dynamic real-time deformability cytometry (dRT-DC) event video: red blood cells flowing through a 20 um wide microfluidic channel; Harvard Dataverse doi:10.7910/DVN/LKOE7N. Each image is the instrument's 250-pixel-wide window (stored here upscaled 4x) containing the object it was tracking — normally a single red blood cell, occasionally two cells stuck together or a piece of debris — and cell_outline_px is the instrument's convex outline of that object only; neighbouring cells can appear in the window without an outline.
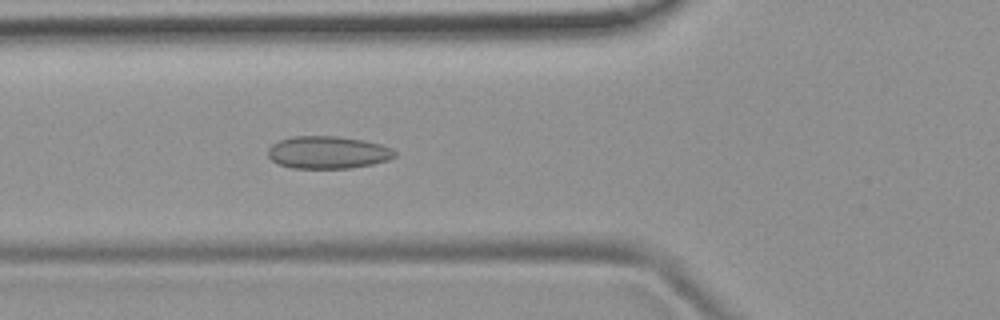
{"species": "common noctule bat (a hibernating species)", "species_latin": "Nyctalus noctula", "temperature_condition": "room temperature", "stored_images_in_passage": 51, "camera_frame_rate_fps": 3000, "um_per_image_px": 0.085, "animal": {"sex": "female", "body_mass_g": 19.9}, "frame": {"image": 1, "passage_image": 18, "time_ms": 5.667, "image_size_px": [1000, 320], "cell_outline_px": [[396, 156], [388, 160], [372, 164], [348, 168], [292, 168], [280, 164], [272, 160], [268, 156], [268, 148], [272, 144], [280, 140], [292, 136], [336, 136], [364, 140], [380, 144], [392, 148], [396, 152]], "centroid_in_image_um": [27.87, 12.95], "position_along_channel_um": 97.9, "area_um2": 23.99}}
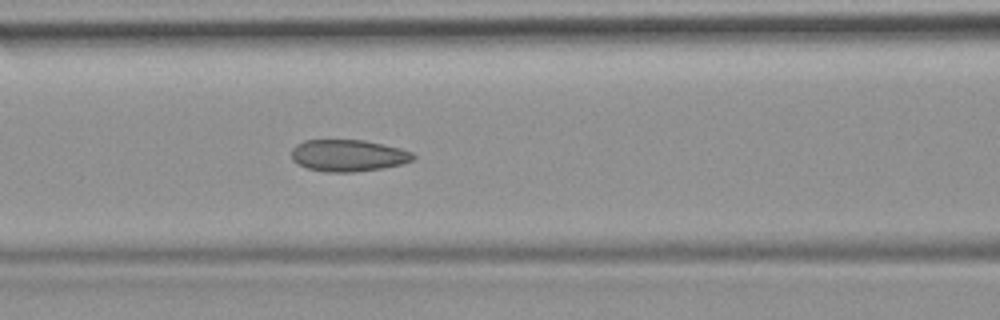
{"frame": {"image": 2, "passage_image": 21, "time_ms": 6.667, "image_size_px": [1000, 320], "cell_outline_px": [[416, 156], [412, 160], [400, 164], [380, 168], [352, 172], [324, 172], [308, 168], [296, 164], [292, 160], [292, 148], [296, 144], [304, 140], [364, 140], [384, 144], [400, 148], [412, 152]], "centroid_in_image_um": [29.56, 13.21], "position_along_channel_um": 137.0, "area_um2": 22.54}}
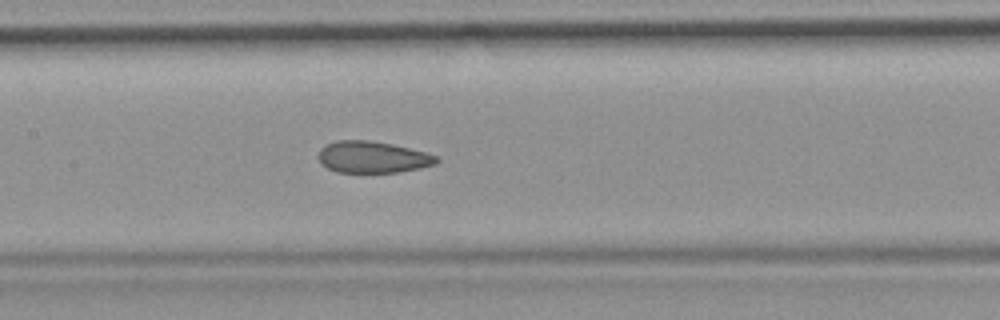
{"frame": {"image": 3, "passage_image": 24, "time_ms": 7.667, "image_size_px": [1000, 320], "cell_outline_px": [[440, 160], [436, 164], [420, 168], [400, 172], [336, 172], [320, 164], [320, 148], [336, 140], [368, 140], [392, 144], [424, 152], [436, 156]], "centroid_in_image_um": [31.67, 13.36], "position_along_channel_um": 175.7, "area_um2": 21.62}, "authors_computed_cell_mechanics": {"area_um2": 23.0622, "velocity_mm_per_s": 3.8737, "shape_relaxation_time_tau1_ms": null, "shape_relaxation_time_tau2_ms": 1.3033, "deformation_change_tau1": null, "deformation_change_tau2": 0.0832}}